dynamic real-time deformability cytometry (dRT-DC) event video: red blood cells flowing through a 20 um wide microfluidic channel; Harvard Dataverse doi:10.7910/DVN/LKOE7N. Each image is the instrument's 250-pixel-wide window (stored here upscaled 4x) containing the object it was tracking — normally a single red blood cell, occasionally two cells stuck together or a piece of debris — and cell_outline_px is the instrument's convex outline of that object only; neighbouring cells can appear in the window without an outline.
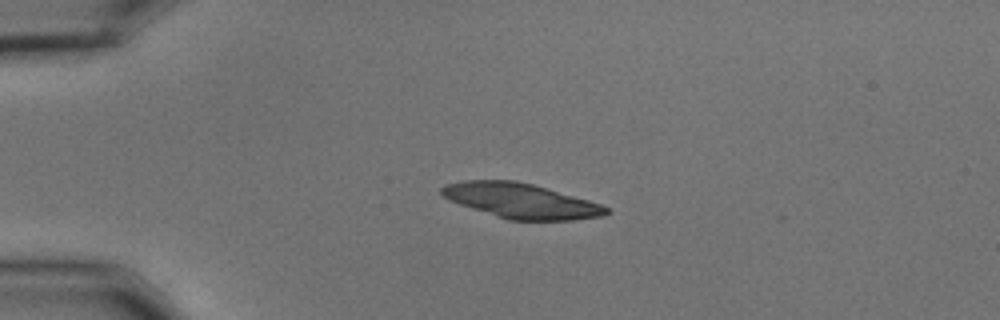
{"species": "common noctule bat (a hibernating species)", "species_latin": "Nyctalus noctula", "temperature_condition": "cold", "stored_images_in_passage": 43, "camera_frame_rate_fps": 3000, "um_per_image_px": 0.085, "animal": {"sex": "male", "body_mass_g": 15.6}, "frame": {"image": 1, "passage_image": 1, "time_ms": 0.0, "image_size_px": [1000, 320], "cell_outline_px": [[612, 212], [604, 216], [572, 220], [508, 220], [448, 200], [440, 192], [440, 188], [444, 184], [464, 180], [516, 180], [532, 184], [588, 200], [600, 204], [608, 208]], "centroid_in_image_um": [44.27, 17.06], "position_along_channel_um": 40.7, "area_um2": 33.35}}